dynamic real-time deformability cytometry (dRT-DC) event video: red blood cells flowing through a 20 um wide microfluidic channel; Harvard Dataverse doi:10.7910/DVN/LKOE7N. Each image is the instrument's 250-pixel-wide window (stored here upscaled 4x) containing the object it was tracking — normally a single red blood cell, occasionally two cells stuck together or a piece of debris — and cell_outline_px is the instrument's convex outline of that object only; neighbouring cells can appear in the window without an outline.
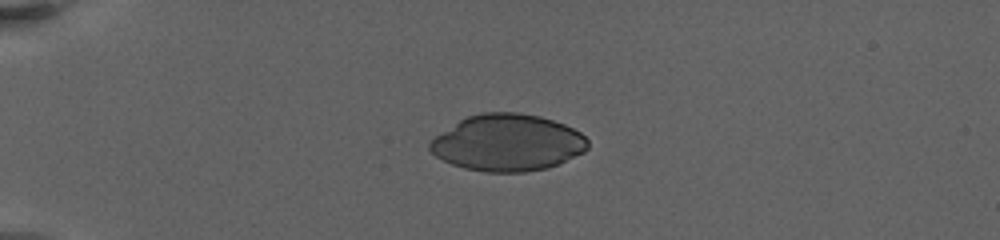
{"species": "human", "species_latin": "Homo sapiens", "temperature_condition": "warm", "stored_images_in_passage": 19, "camera_frame_rate_fps": 3000, "um_per_image_px": 0.085, "donor": {"sex": "female"}, "frame": {"image": 1, "passage_image": 1, "time_ms": 0.0, "image_size_px": [1000, 240], "cell_outline_px": [[588, 148], [584, 152], [548, 168], [524, 172], [484, 172], [464, 168], [452, 164], [436, 156], [428, 148], [428, 144], [436, 136], [460, 120], [468, 116], [480, 112], [520, 112], [540, 116], [564, 124], [580, 132], [588, 140]], "centroid_in_image_um": [43.15, 12.13], "position_along_channel_um": 41.9, "area_um2": 52.08}}
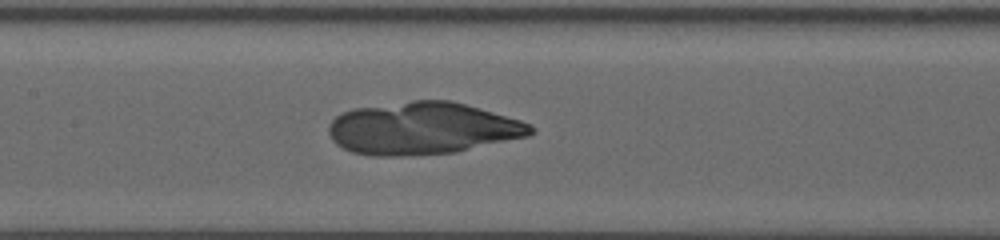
{"frame": {"image": 2, "passage_image": 17, "time_ms": 5.667, "image_size_px": [1000, 240], "cell_outline_px": [[536, 132], [528, 136], [456, 152], [408, 156], [372, 156], [352, 152], [336, 144], [332, 140], [328, 132], [328, 128], [332, 120], [336, 116], [352, 108], [412, 100], [448, 100], [464, 104], [520, 120], [532, 124], [536, 128]], "centroid_in_image_um": [35.91, 10.92], "position_along_channel_um": 171.5, "area_um2": 61.67}}
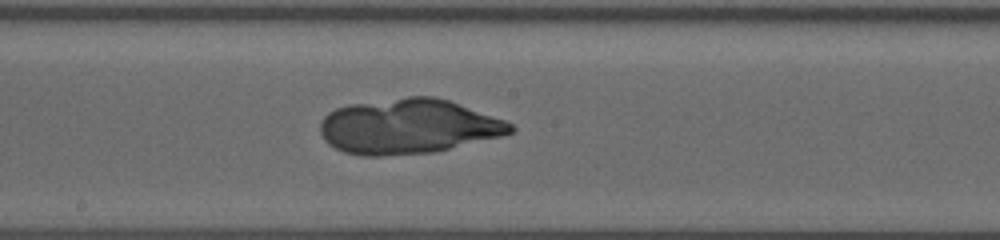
{"frame": {"image": 3, "passage_image": 19, "time_ms": 7.0, "image_size_px": [1000, 240], "cell_outline_px": [[516, 128], [512, 132], [504, 136], [436, 152], [380, 156], [360, 156], [344, 152], [328, 144], [324, 140], [320, 132], [320, 120], [328, 112], [336, 108], [348, 104], [408, 96], [432, 96], [448, 100], [504, 120], [512, 124]], "centroid_in_image_um": [34.68, 10.75], "position_along_channel_um": 213.5, "area_um2": 61.27}}